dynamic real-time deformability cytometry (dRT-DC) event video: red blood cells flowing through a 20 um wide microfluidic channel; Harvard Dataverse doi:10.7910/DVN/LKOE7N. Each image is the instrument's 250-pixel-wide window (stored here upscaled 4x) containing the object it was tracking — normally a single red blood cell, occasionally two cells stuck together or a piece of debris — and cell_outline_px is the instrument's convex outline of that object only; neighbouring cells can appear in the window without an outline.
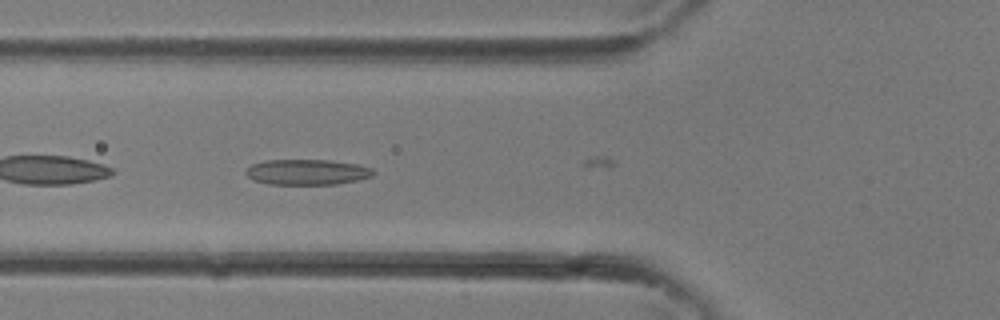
{"species": "common noctule bat (a hibernating species)", "species_latin": "Nyctalus noctula", "temperature_condition": "room temperature", "stored_images_in_passage": 5, "camera_frame_rate_fps": 3000, "um_per_image_px": 0.085, "animal": {"sex": "female"}, "frame": {"image": 1, "passage_image": 4, "time_ms": 1.0, "image_size_px": [1000, 320], "cell_outline_px": [[376, 172], [372, 176], [356, 180], [336, 184], [268, 184], [252, 180], [244, 172], [252, 164], [264, 160], [332, 160], [356, 164], [372, 168]], "centroid_in_image_um": [26.09, 14.62], "position_along_channel_um": 99.7, "area_um2": 18.96}}